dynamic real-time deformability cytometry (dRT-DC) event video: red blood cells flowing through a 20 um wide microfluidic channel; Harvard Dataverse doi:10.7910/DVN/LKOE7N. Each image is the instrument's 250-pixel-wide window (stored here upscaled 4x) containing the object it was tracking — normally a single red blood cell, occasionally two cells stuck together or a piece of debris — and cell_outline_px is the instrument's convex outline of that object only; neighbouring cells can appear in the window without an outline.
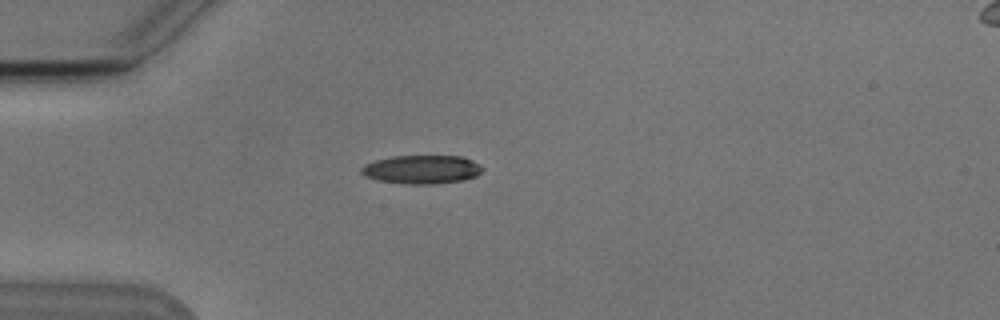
{"species": "Egyptian fruit bat (a non-hibernating species)", "species_latin": "Rousettus aegyptiacus", "temperature_condition": "cold", "stored_images_in_passage": 1, "camera_frame_rate_fps": 3000, "um_per_image_px": 0.085, "animal": {"sex": "male"}, "frame": {"image": 1, "passage_image": 1, "time_ms": 0.0, "image_size_px": [1000, 320], "cell_outline_px": [[484, 168], [476, 176], [464, 180], [436, 184], [404, 184], [376, 180], [364, 176], [360, 172], [360, 168], [364, 164], [376, 160], [392, 156], [464, 156], [480, 164]], "centroid_in_image_um": [35.84, 14.41], "position_along_channel_um": 49.2, "area_um2": 20.46}}